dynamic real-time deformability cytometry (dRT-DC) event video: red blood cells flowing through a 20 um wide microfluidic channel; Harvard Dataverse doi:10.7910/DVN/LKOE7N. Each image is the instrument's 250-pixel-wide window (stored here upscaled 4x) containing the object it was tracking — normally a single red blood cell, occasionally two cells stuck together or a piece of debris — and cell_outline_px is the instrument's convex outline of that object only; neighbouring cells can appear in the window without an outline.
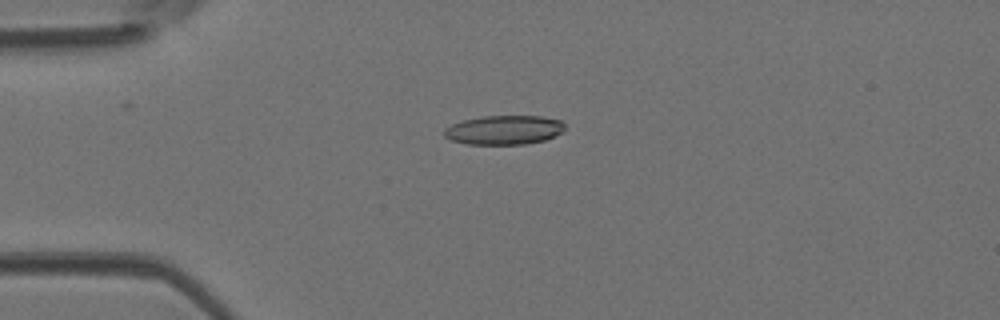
{"species": "Egyptian fruit bat (a non-hibernating species)", "species_latin": "Rousettus aegyptiacus", "temperature_condition": "room temperature", "stored_images_in_passage": 48, "camera_frame_rate_fps": 3000, "um_per_image_px": 0.085, "animal": {"sex": "female"}, "frame": {"image": 1, "passage_image": 12, "time_ms": 3.667, "image_size_px": [1000, 320], "cell_outline_px": [[564, 132], [556, 136], [544, 140], [524, 144], [468, 144], [452, 140], [444, 136], [444, 128], [452, 124], [464, 120], [484, 116], [540, 116], [560, 120], [564, 124]], "centroid_in_image_um": [42.86, 11.05], "position_along_channel_um": 42.1, "area_um2": 20.46}}
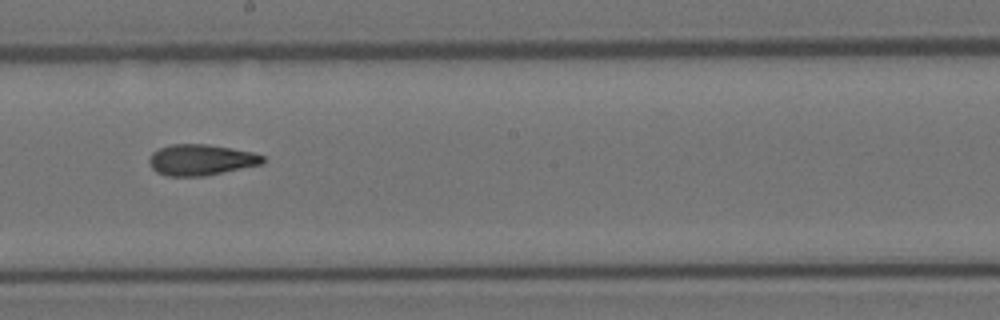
{"frame": {"image": 2, "passage_image": 27, "time_ms": 8.667, "image_size_px": [1000, 320], "cell_outline_px": [[264, 164], [204, 176], [168, 176], [156, 172], [152, 168], [148, 160], [152, 152], [160, 148], [172, 144], [208, 144], [232, 148], [252, 152], [264, 156]], "centroid_in_image_um": [17.09, 13.59], "position_along_channel_um": 231.1, "area_um2": 20.58}}
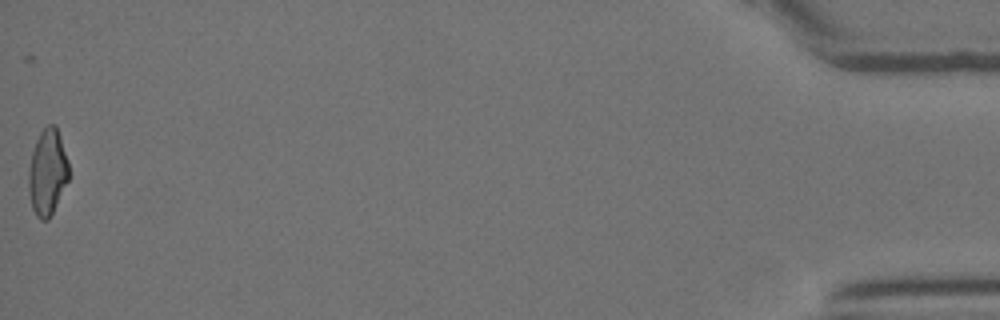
{"frame": {"image": 3, "passage_image": 48, "time_ms": 15.667, "image_size_px": [1000, 320], "cell_outline_px": [[68, 180], [48, 220], [40, 220], [36, 216], [32, 208], [28, 192], [28, 172], [32, 152], [36, 140], [40, 132], [48, 124], [56, 124], [68, 160]], "centroid_in_image_um": [4.02, 14.63], "position_along_channel_um": 431.2, "area_um2": 20.11}, "authors_computed_cell_mechanics": {"area_um2": 20.4323, "velocity_mm_per_s": 4.2576, "shape_relaxation_time_tau1_ms": null, "shape_relaxation_time_tau2_ms": 4.173, "deformation_change_tau1": null, "deformation_change_tau2": 0.1412}}